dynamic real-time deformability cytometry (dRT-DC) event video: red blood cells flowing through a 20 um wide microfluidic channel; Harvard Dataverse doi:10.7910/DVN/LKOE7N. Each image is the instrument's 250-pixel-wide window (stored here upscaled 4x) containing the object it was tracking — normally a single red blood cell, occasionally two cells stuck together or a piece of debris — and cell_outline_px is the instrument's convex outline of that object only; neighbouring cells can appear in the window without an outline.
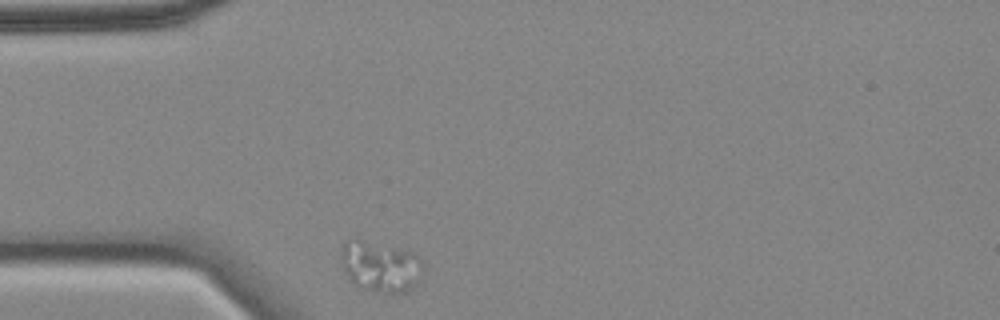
{"species": "common noctule bat (a hibernating species)", "species_latin": "Nyctalus noctula", "temperature_condition": "cold", "stored_images_in_passage": 36, "camera_frame_rate_fps": 3000, "um_per_image_px": 0.085, "animal": {"sex": "female", "body_mass_g": 18.4}, "frame": {"image": 1, "passage_image": 1, "time_ms": 0.0, "image_size_px": [1000, 320], "cell_outline_px": [[424, 272], [416, 284], [408, 292], [384, 292], [364, 288], [352, 284], [348, 280], [340, 260], [344, 240], [352, 236], [356, 236], [416, 252], [424, 260]], "centroid_in_image_um": [32.35, 22.57], "position_along_channel_um": 52.7, "area_um2": 25.43}}
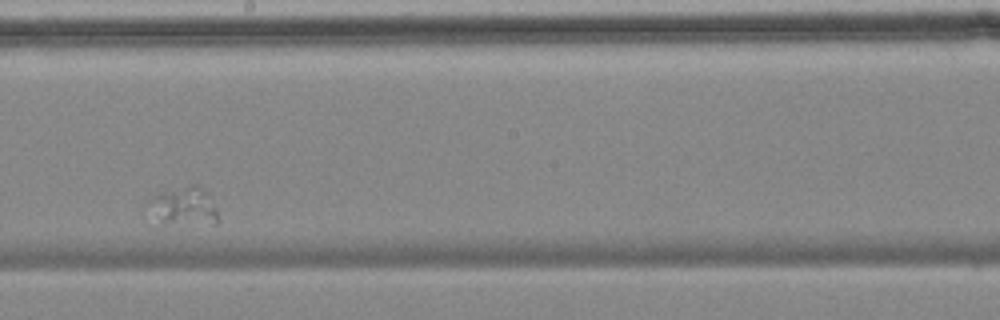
{"frame": {"image": 2, "passage_image": 21, "time_ms": 6.667, "image_size_px": [1000, 320], "cell_outline_px": [[216, 224], [164, 224], [148, 200], [160, 192], [192, 184], [196, 184], [204, 192], [216, 208]], "centroid_in_image_um": [15.67, 17.53], "position_along_channel_um": 232.5, "area_um2": 14.68}}
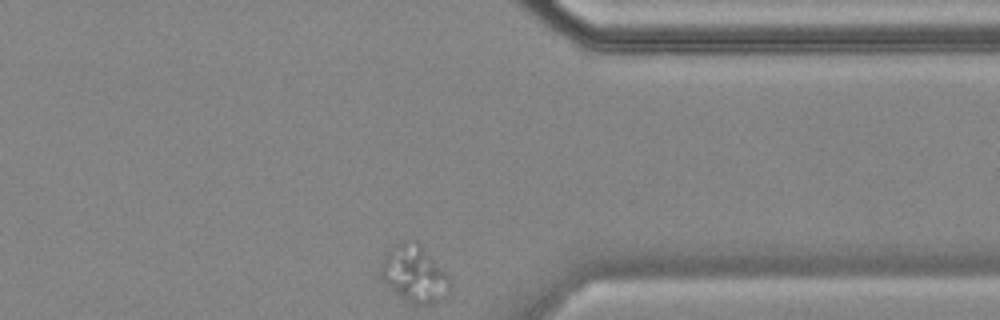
{"frame": {"image": 3, "passage_image": 36, "time_ms": 11.667, "image_size_px": [1000, 320], "cell_outline_px": [[452, 292], [444, 300], [432, 304], [416, 304], [404, 300], [384, 284], [380, 276], [380, 268], [384, 252], [396, 244], [412, 240], [420, 240], [452, 280]], "centroid_in_image_um": [35.26, 23.28], "position_along_channel_um": 376.1, "area_um2": 23.93}}